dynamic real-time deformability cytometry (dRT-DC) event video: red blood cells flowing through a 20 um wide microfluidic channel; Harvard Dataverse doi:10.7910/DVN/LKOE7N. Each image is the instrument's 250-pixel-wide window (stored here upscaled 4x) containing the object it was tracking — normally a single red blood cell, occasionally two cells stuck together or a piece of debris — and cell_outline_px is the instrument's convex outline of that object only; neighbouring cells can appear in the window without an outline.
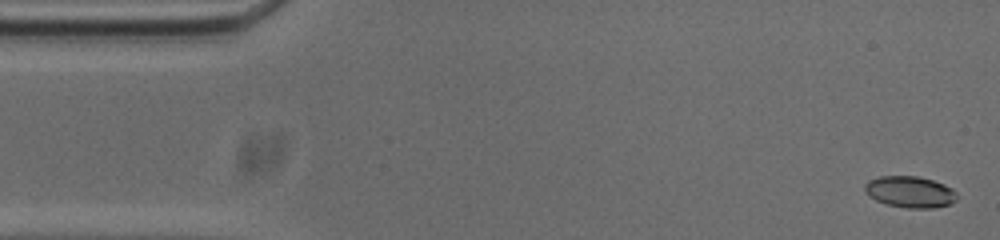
{"species": "common noctule bat (a hibernating species)", "species_latin": "Nyctalus noctula", "temperature_condition": "cold", "stored_images_in_passage": 54, "camera_frame_rate_fps": 3000, "um_per_image_px": 0.085, "animal": {"sex": "male", "body_mass_g": 20.0, "forearm_length_mm": 53.3}, "frame": {"image": 1, "passage_image": 2, "time_ms": 0.333, "image_size_px": [1000, 240], "cell_outline_px": [[956, 200], [952, 204], [936, 208], [908, 208], [888, 204], [876, 200], [868, 196], [864, 188], [864, 184], [868, 180], [880, 176], [920, 176], [944, 184], [952, 188], [956, 192]], "centroid_in_image_um": [77.36, 16.31], "position_along_channel_um": 7.6, "area_um2": 16.99}}
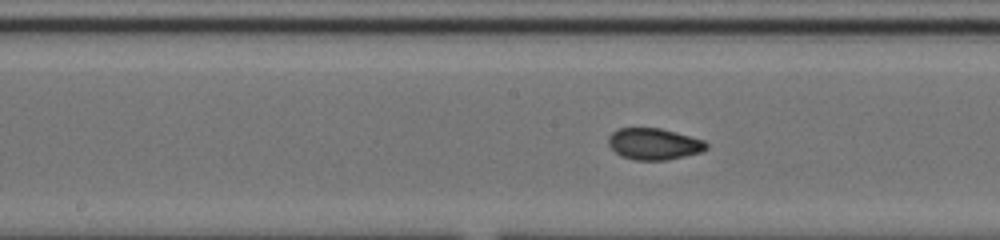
{"frame": {"image": 2, "passage_image": 26, "time_ms": 8.333, "image_size_px": [1000, 240], "cell_outline_px": [[708, 148], [700, 152], [668, 160], [636, 160], [620, 156], [608, 144], [608, 136], [612, 132], [620, 128], [660, 128], [676, 132], [704, 140], [708, 144]], "centroid_in_image_um": [55.58, 12.23], "position_along_channel_um": 192.6, "area_um2": 17.98}}
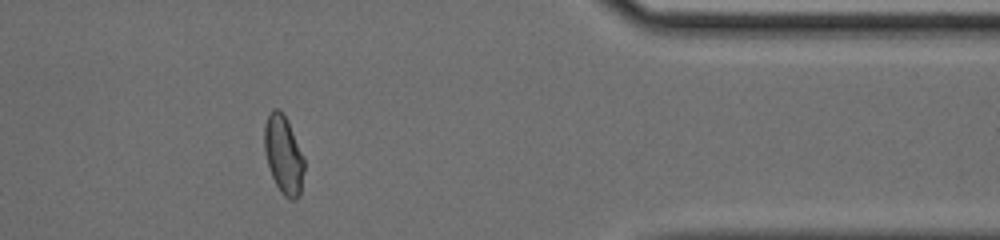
{"frame": {"image": 3, "passage_image": 44, "time_ms": 14.333, "image_size_px": [1000, 240], "cell_outline_px": [[304, 172], [300, 196], [296, 200], [288, 200], [280, 192], [272, 176], [264, 152], [264, 124], [268, 112], [272, 108], [280, 108], [284, 112], [288, 120], [304, 156]], "centroid_in_image_um": [24.1, 13.12], "position_along_channel_um": 387.3, "area_um2": 18.73}, "authors_computed_cell_mechanics": {"area_um2": 18.1203, "velocity_mm_per_s": 3.7256, "shape_relaxation_time_tau1_ms": 6.5635, "shape_relaxation_time_tau2_ms": 1.3884, "deformation_change_tau1": 0.1683, "deformation_change_tau2": 0.05}}